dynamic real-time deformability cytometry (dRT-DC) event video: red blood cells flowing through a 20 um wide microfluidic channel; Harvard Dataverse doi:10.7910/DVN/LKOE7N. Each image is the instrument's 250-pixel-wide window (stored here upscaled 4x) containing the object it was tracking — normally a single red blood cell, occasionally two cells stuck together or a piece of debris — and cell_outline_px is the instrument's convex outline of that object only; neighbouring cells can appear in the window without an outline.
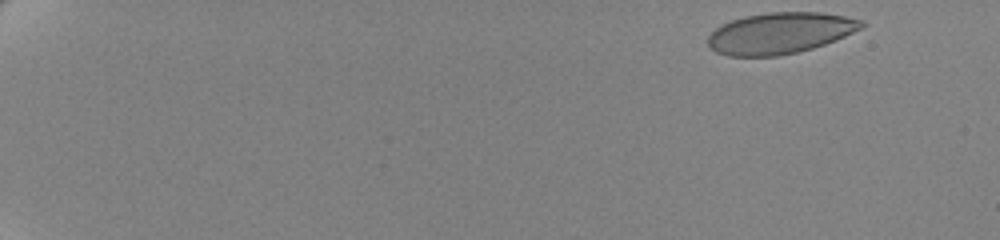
{"species": "human", "species_latin": "Homo sapiens", "temperature_condition": "cold", "stored_images_in_passage": 56, "camera_frame_rate_fps": 3000, "um_per_image_px": 0.085, "donor": {"sex": "female"}, "frame": {"image": 1, "passage_image": 1, "time_ms": 0.0, "image_size_px": [1000, 240], "cell_outline_px": [[868, 24], [836, 40], [812, 48], [780, 56], [728, 56], [716, 52], [708, 44], [708, 36], [716, 28], [732, 20], [744, 16], [768, 12], [820, 12], [844, 16], [864, 20]], "centroid_in_image_um": [66.31, 2.81], "position_along_channel_um": 18.7, "area_um2": 36.76}}
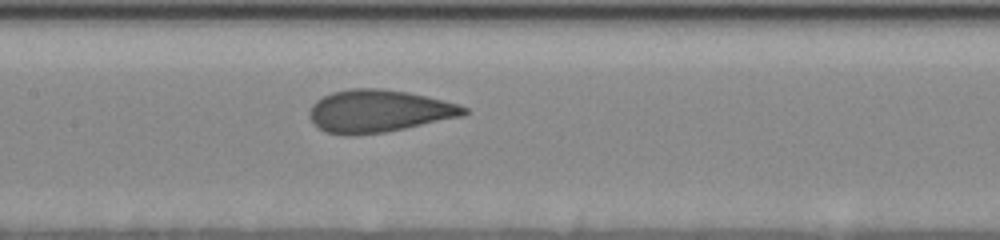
{"frame": {"image": 2, "passage_image": 29, "time_ms": 9.333, "image_size_px": [1000, 240], "cell_outline_px": [[468, 112], [464, 116], [384, 132], [344, 136], [324, 132], [308, 116], [308, 112], [312, 104], [316, 100], [332, 92], [352, 88], [380, 88], [408, 92], [460, 104], [468, 108]], "centroid_in_image_um": [32.18, 9.44], "position_along_channel_um": 175.2, "area_um2": 38.26}}
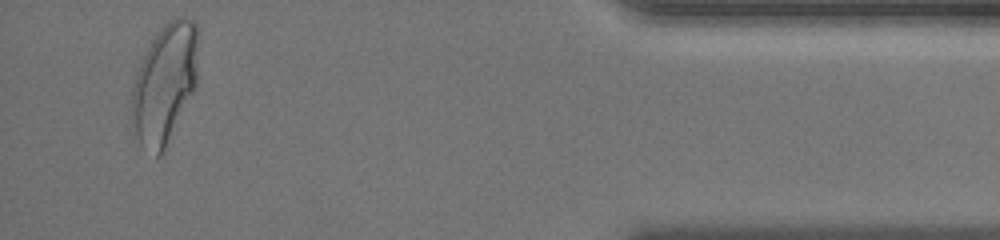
{"frame": {"image": 3, "passage_image": 54, "time_ms": 17.667, "image_size_px": [1000, 240], "cell_outline_px": [[200, 36], [196, 88], [160, 156], [156, 156], [140, 144], [136, 132], [132, 112], [132, 88], [140, 64], [152, 40], [160, 28], [168, 20], [176, 16], [184, 16], [196, 20]], "centroid_in_image_um": [14.07, 6.99], "position_along_channel_um": 421.1, "area_um2": 46.3}, "authors_computed_cell_mechanics": {"area_um2": 38.2636, "velocity_mm_per_s": 3.4787, "shape_relaxation_time_tau1_ms": 6.9696, "shape_relaxation_time_tau2_ms": null, "deformation_change_tau1": 0.1717, "deformation_change_tau2": null}}